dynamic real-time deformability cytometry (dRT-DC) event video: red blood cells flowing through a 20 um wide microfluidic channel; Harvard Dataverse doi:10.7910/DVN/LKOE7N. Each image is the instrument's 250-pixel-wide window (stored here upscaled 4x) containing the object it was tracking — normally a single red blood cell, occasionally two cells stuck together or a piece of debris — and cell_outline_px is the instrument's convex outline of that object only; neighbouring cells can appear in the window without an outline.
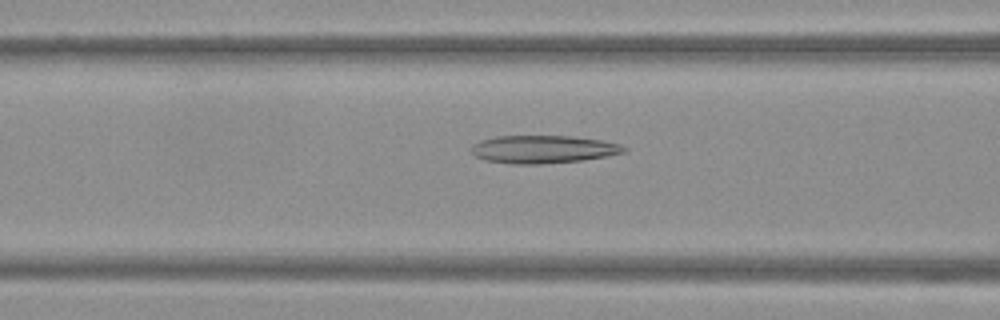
{"species": "Egyptian fruit bat (a non-hibernating species)", "species_latin": "Rousettus aegyptiacus", "temperature_condition": "warm", "stored_images_in_passage": 54, "camera_frame_rate_fps": 3000, "um_per_image_px": 0.085, "frame": {"image": 1, "passage_image": 25, "time_ms": 8.0, "image_size_px": [1000, 320], "cell_outline_px": [[624, 148], [620, 152], [600, 156], [576, 160], [488, 160], [480, 156], [480, 144], [484, 140], [504, 136], [560, 136], [596, 140], [612, 144]], "centroid_in_image_um": [46.27, 12.61], "position_along_channel_um": 120.3, "area_um2": 20.81}}
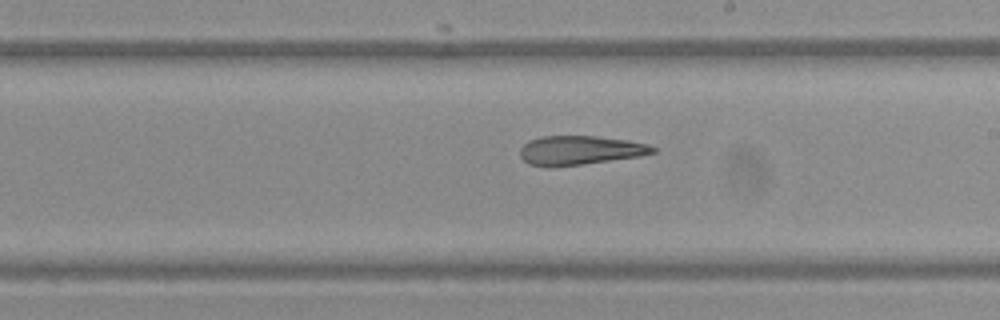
{"frame": {"image": 2, "passage_image": 35, "time_ms": 11.333, "image_size_px": [1000, 320], "cell_outline_px": [[656, 152], [636, 156], [580, 164], [532, 164], [524, 160], [520, 156], [520, 152], [524, 144], [532, 140], [548, 136], [592, 136], [620, 140], [644, 144], [656, 148]], "centroid_in_image_um": [49.3, 12.75], "position_along_channel_um": 239.7, "area_um2": 20.92}}
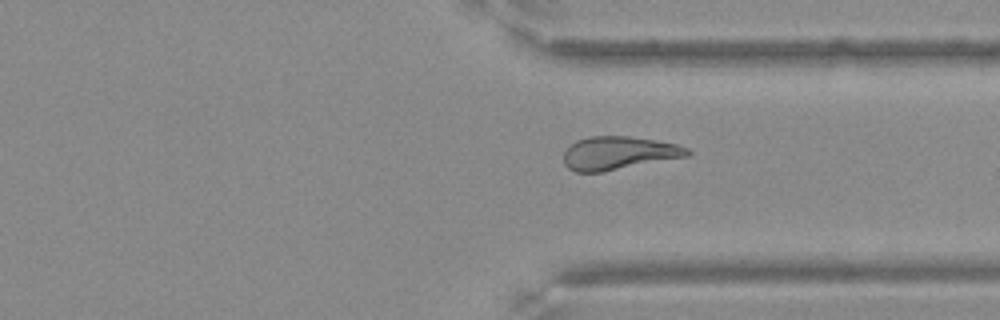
{"frame": {"image": 3, "passage_image": 45, "time_ms": 14.667, "image_size_px": [1000, 320], "cell_outline_px": [[688, 152], [684, 156], [600, 172], [576, 172], [568, 168], [564, 160], [564, 152], [572, 144], [580, 140], [596, 136], [620, 136], [648, 140], [672, 144], [684, 148]], "centroid_in_image_um": [52.45, 13.03], "position_along_channel_um": 358.9, "area_um2": 22.54}}